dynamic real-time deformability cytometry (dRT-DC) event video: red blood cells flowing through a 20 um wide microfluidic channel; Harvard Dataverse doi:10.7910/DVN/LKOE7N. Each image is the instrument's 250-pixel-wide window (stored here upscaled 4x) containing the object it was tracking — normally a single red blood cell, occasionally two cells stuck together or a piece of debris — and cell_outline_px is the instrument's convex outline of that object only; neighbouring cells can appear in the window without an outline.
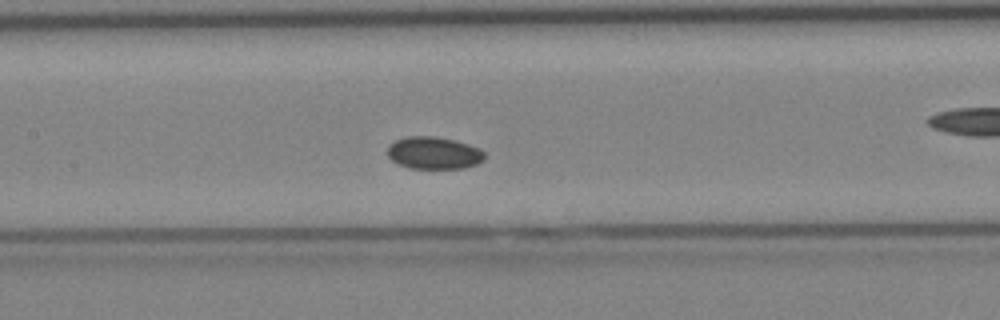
{"species": "Egyptian fruit bat (a non-hibernating species)", "species_latin": "Rousettus aegyptiacus", "temperature_condition": "cold", "stored_images_in_passage": 33, "camera_frame_rate_fps": 3000, "um_per_image_px": 0.085, "animal": {"sex": "female"}, "frame": {"image": 1, "passage_image": 10, "time_ms": 3.0, "image_size_px": [1000, 320], "cell_outline_px": [[484, 160], [476, 164], [464, 168], [408, 168], [392, 160], [388, 156], [388, 144], [396, 140], [408, 136], [436, 136], [456, 140], [480, 148], [484, 152]], "centroid_in_image_um": [36.88, 12.99], "position_along_channel_um": 170.5, "area_um2": 18.32}}
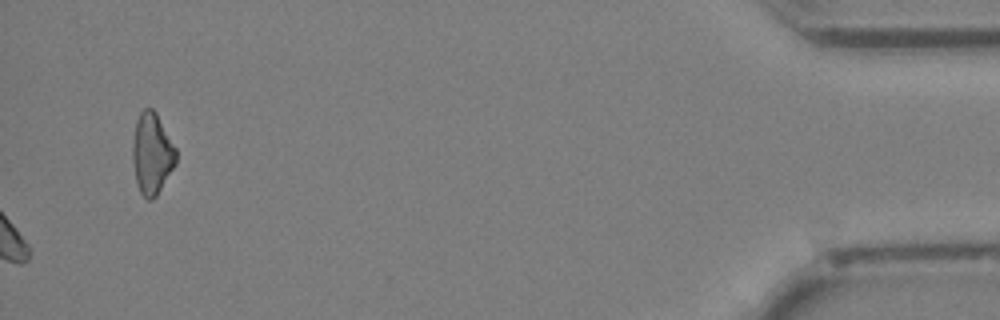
{"frame": {"image": 2, "passage_image": 33, "time_ms": 10.667, "image_size_px": [1000, 320], "cell_outline_px": [[176, 164], [156, 196], [152, 200], [148, 200], [140, 192], [136, 184], [132, 160], [132, 140], [136, 120], [140, 112], [144, 108], [152, 108], [156, 112], [176, 148]], "centroid_in_image_um": [12.9, 13.05], "position_along_channel_um": 422.3, "area_um2": 20.75}}